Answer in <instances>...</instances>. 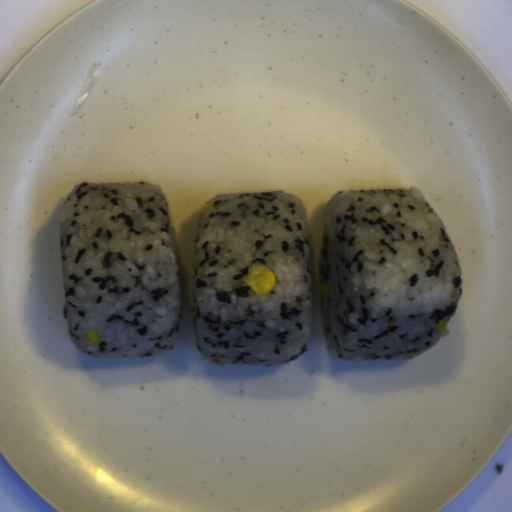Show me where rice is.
Instances as JSON below:
<instances>
[{"instance_id":"rice-1","label":"rice","mask_w":512,"mask_h":512,"mask_svg":"<svg viewBox=\"0 0 512 512\" xmlns=\"http://www.w3.org/2000/svg\"><path fill=\"white\" fill-rule=\"evenodd\" d=\"M463 290L461 262L420 188L344 190L322 218L321 332L348 362L416 358L450 330Z\"/></svg>"},{"instance_id":"rice-2","label":"rice","mask_w":512,"mask_h":512,"mask_svg":"<svg viewBox=\"0 0 512 512\" xmlns=\"http://www.w3.org/2000/svg\"><path fill=\"white\" fill-rule=\"evenodd\" d=\"M63 312L91 358L164 356L179 331L182 283L175 228L159 186L81 182L59 219ZM96 331L90 345L84 333Z\"/></svg>"},{"instance_id":"rice-3","label":"rice","mask_w":512,"mask_h":512,"mask_svg":"<svg viewBox=\"0 0 512 512\" xmlns=\"http://www.w3.org/2000/svg\"><path fill=\"white\" fill-rule=\"evenodd\" d=\"M194 237L192 328L201 359L277 366L308 350L312 256L306 209L292 194L214 196ZM259 261L277 284L259 295L243 281Z\"/></svg>"}]
</instances>
